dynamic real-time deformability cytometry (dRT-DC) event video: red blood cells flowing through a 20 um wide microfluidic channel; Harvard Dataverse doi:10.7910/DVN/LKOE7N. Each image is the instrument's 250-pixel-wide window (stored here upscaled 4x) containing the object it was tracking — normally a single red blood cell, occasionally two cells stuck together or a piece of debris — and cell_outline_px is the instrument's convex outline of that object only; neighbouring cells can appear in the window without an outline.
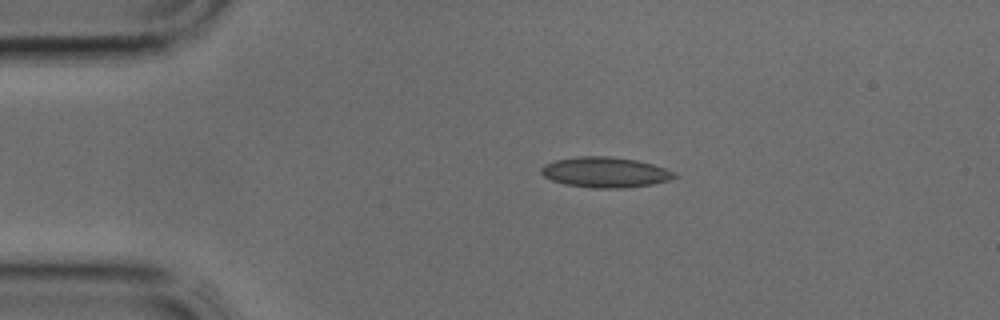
{"species": "common noctule bat (a hibernating species)", "species_latin": "Nyctalus noctula", "temperature_condition": "cold", "stored_images_in_passage": 24, "camera_frame_rate_fps": 3000, "um_per_image_px": 0.085, "animal": {"sex": "male", "body_mass_g": 17.9, "forearm_length_mm": 54.2}, "frame": {"image": 1, "passage_image": 1, "time_ms": 0.0, "image_size_px": [1000, 320], "cell_outline_px": [[680, 176], [668, 180], [652, 184], [624, 188], [592, 188], [564, 184], [552, 180], [544, 176], [540, 172], [540, 168], [544, 164], [556, 160], [580, 156], [608, 156], [636, 160], [652, 164], [676, 172]], "centroid_in_image_um": [51.44, 14.64], "position_along_channel_um": 33.6, "area_um2": 23.64}}
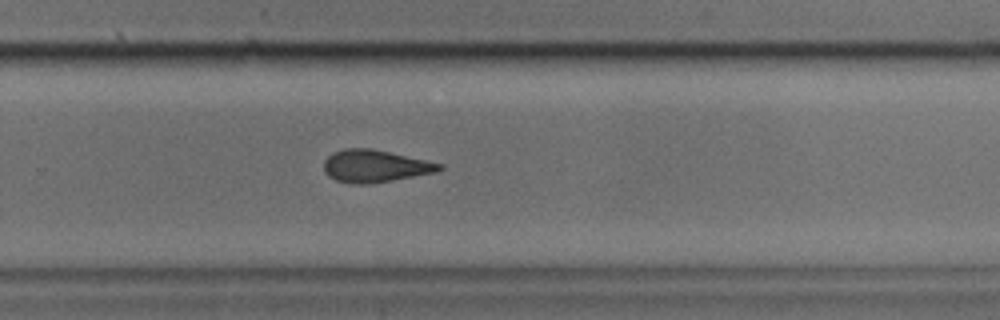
{"frame": {"image": 2, "passage_image": 19, "time_ms": 6.0, "image_size_px": [1000, 320], "cell_outline_px": [[444, 168], [436, 172], [392, 180], [368, 184], [360, 184], [336, 180], [328, 176], [324, 172], [324, 160], [332, 152], [344, 148], [372, 148], [444, 164]], "centroid_in_image_um": [31.87, 14.1], "position_along_channel_um": 297.9, "area_um2": 21.73}}
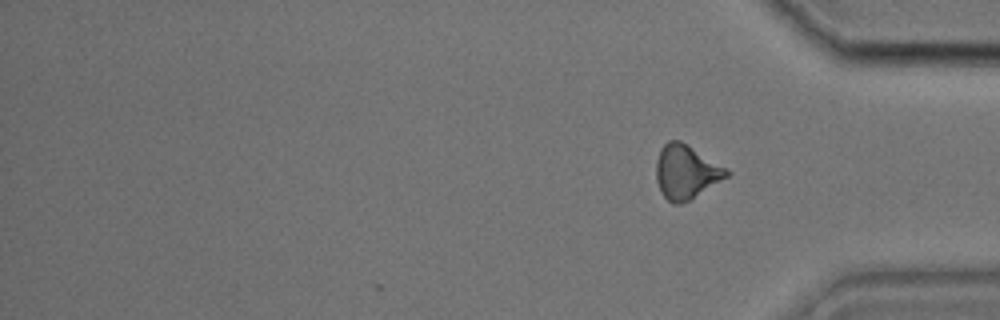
{"frame": {"image": 3, "passage_image": 24, "time_ms": 7.667, "image_size_px": [1000, 320], "cell_outline_px": [[732, 172], [728, 176], [688, 200], [680, 204], [672, 204], [660, 192], [656, 180], [656, 160], [660, 148], [668, 140], [680, 140]], "centroid_in_image_um": [58.27, 14.61], "position_along_channel_um": 376.9, "area_um2": 21.85}}